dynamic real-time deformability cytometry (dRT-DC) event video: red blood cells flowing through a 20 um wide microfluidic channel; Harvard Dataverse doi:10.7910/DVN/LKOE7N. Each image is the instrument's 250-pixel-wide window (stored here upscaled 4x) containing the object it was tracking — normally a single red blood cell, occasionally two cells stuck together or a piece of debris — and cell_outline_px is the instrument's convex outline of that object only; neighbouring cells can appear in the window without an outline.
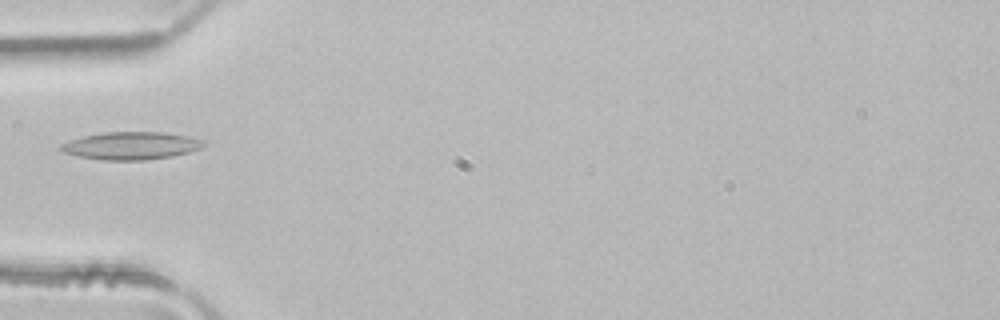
{"species": "common noctule bat (a hibernating species)", "species_latin": "Nyctalus noctula", "temperature_condition": "room temperature", "stored_images_in_passage": 1, "camera_frame_rate_fps": 3000, "um_per_image_px": 0.085, "animal": {"sex": "male", "body_mass_g": 21.5, "forearm_length_mm": 52.0}, "frame": {"image": 1, "passage_image": 1, "time_ms": 0.0, "image_size_px": [1000, 320], "cell_outline_px": [[204, 144], [200, 148], [188, 152], [172, 156], [144, 160], [100, 160], [60, 152], [56, 148], [60, 144], [84, 136], [104, 132], [164, 132], [188, 136], [204, 140]], "centroid_in_image_um": [11.1, 12.38], "position_along_channel_um": 73.9, "area_um2": 23.0}}